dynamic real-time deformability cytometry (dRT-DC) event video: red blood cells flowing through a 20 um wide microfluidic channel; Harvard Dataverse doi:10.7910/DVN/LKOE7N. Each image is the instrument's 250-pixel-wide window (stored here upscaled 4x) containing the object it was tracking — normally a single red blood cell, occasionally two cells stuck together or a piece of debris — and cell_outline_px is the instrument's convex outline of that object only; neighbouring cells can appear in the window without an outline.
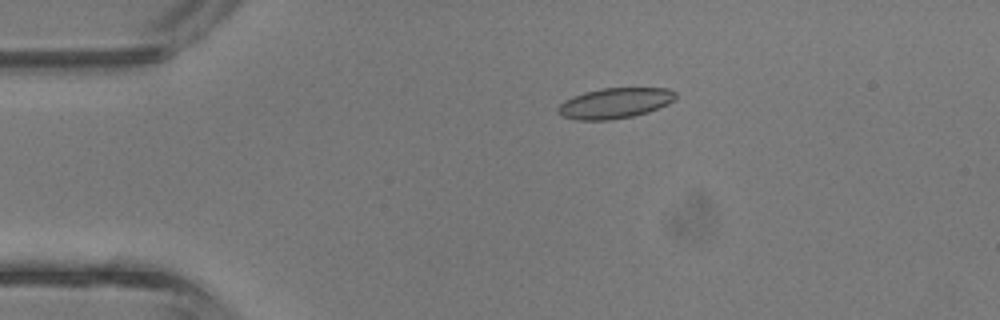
{"species": "common noctule bat (a hibernating species)", "species_latin": "Nyctalus noctula", "temperature_condition": "room temperature", "stored_images_in_passage": 42, "camera_frame_rate_fps": 3000, "um_per_image_px": 0.085, "animal": {"sex": "male", "body_mass_g": 13.3}, "frame": {"image": 1, "passage_image": 9, "time_ms": 2.667, "image_size_px": [1000, 320], "cell_outline_px": [[676, 96], [668, 104], [648, 112], [632, 116], [608, 120], [576, 120], [564, 116], [556, 112], [556, 108], [564, 100], [572, 96], [584, 92], [600, 88], [668, 88], [676, 92]], "centroid_in_image_um": [52.23, 8.76], "position_along_channel_um": 32.8, "area_um2": 20.92}}
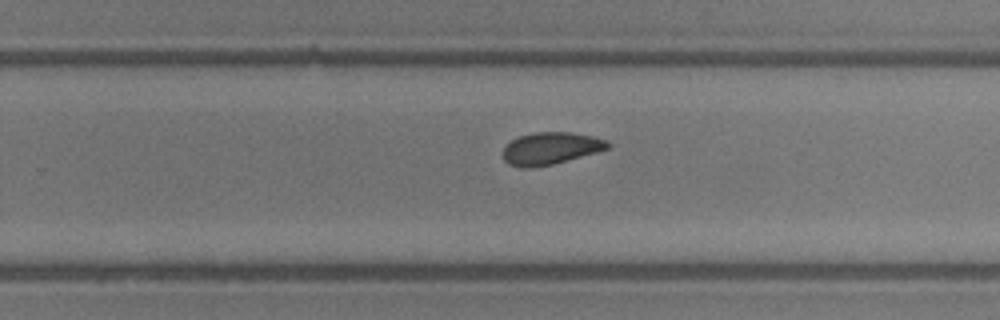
{"frame": {"image": 2, "passage_image": 27, "time_ms": 8.667, "image_size_px": [1000, 320], "cell_outline_px": [[612, 144], [608, 148], [596, 152], [552, 164], [532, 168], [520, 168], [508, 164], [504, 160], [504, 148], [512, 140], [520, 136], [536, 132], [572, 132], [592, 136], [608, 140]], "centroid_in_image_um": [46.81, 12.61], "position_along_channel_um": 283.0, "area_um2": 19.54}}
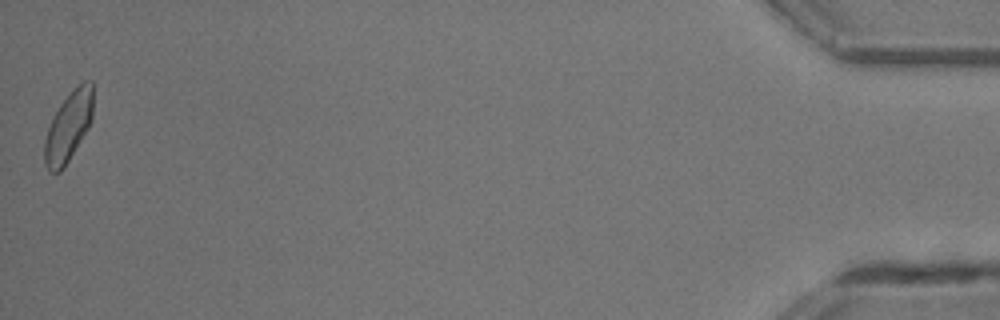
{"frame": {"image": 3, "passage_image": 42, "time_ms": 13.667, "image_size_px": [1000, 320], "cell_outline_px": [[92, 120], [88, 128], [64, 168], [60, 172], [48, 172], [44, 164], [44, 140], [48, 128], [60, 104], [84, 80], [92, 80]], "centroid_in_image_um": [5.8, 10.82], "position_along_channel_um": 429.4, "area_um2": 19.42}, "authors_computed_cell_mechanics": {"area_um2": 20.1144, "velocity_mm_per_s": 4.9386, "shape_relaxation_time_tau1_ms": 2.9675, "shape_relaxation_time_tau2_ms": 2.0263, "deformation_change_tau1": 0.089, "deformation_change_tau2": 0.0672}}